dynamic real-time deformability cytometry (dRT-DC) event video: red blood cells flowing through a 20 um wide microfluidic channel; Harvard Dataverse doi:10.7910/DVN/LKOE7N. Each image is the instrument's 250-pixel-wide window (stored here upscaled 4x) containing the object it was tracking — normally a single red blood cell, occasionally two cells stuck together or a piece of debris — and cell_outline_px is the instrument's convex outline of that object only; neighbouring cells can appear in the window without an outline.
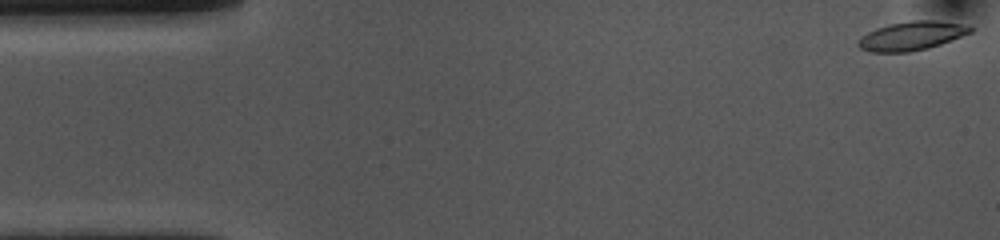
{"species": "common noctule bat (a hibernating species)", "species_latin": "Nyctalus noctula", "temperature_condition": "cold", "stored_images_in_passage": 54, "camera_frame_rate_fps": 3000, "um_per_image_px": 0.085, "animal": {"sex": "female", "body_mass_g": 10.0, "forearm_length_mm": 53.1}, "frame": {"image": 1, "passage_image": 1, "time_ms": 0.0, "image_size_px": [1000, 240], "cell_outline_px": [[976, 28], [972, 32], [940, 44], [928, 48], [908, 52], [868, 52], [860, 48], [856, 44], [856, 40], [860, 36], [876, 28], [888, 24], [912, 20], [936, 20], [972, 24]], "centroid_in_image_um": [77.51, 3.03], "position_along_channel_um": 7.5, "area_um2": 19.31}}
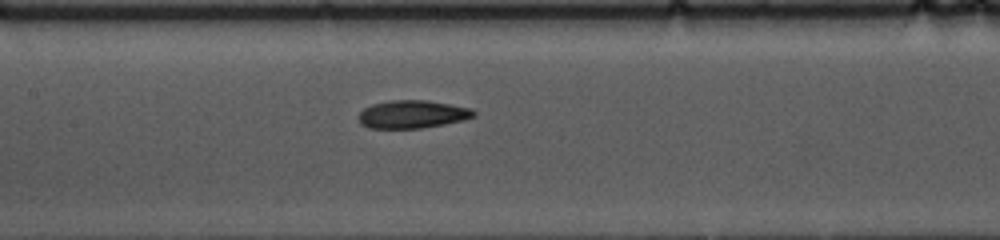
{"frame": {"image": 2, "passage_image": 24, "time_ms": 7.667, "image_size_px": [1000, 240], "cell_outline_px": [[476, 116], [464, 120], [444, 124], [420, 128], [368, 128], [360, 124], [356, 116], [364, 108], [372, 104], [392, 100], [428, 100], [472, 108], [476, 112]], "centroid_in_image_um": [35.04, 9.71], "position_along_channel_um": 172.4, "area_um2": 18.96}}
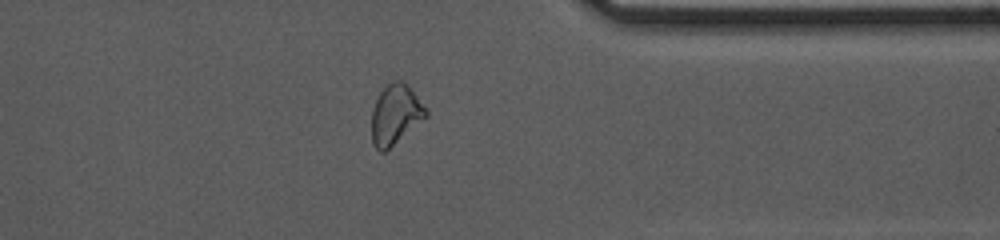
{"frame": {"image": 3, "passage_image": 42, "time_ms": 13.667, "image_size_px": [1000, 240], "cell_outline_px": [[428, 116], [384, 152], [380, 152], [372, 144], [372, 108], [380, 92], [388, 84], [396, 80], [404, 80], [428, 108]], "centroid_in_image_um": [33.63, 9.72], "position_along_channel_um": 377.8, "area_um2": 19.02}, "authors_computed_cell_mechanics": {"area_um2": 19.1896, "velocity_mm_per_s": 3.6182, "shape_relaxation_time_tau1_ms": 4.5924, "shape_relaxation_time_tau2_ms": 2.2807, "deformation_change_tau1": 0.1281, "deformation_change_tau2": 0.0806}}